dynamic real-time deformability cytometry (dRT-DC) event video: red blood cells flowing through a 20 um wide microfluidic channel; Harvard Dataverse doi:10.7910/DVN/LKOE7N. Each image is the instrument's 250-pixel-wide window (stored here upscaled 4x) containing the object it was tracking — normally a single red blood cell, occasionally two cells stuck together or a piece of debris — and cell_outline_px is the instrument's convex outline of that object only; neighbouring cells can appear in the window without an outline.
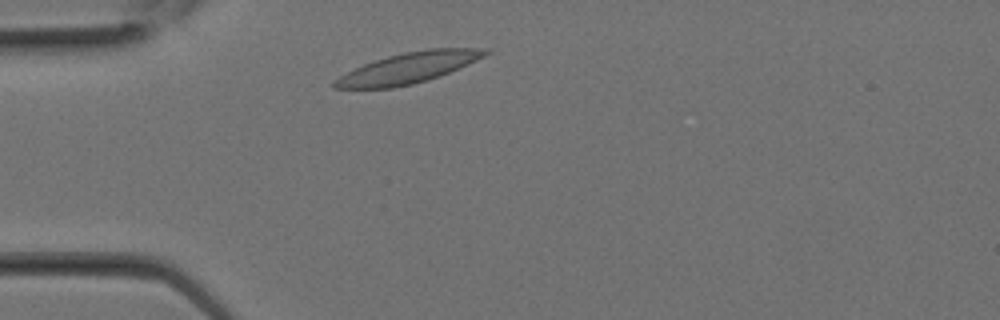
{"species": "Egyptian fruit bat (a non-hibernating species)", "species_latin": "Rousettus aegyptiacus", "temperature_condition": "room temperature", "stored_images_in_passage": 8, "camera_frame_rate_fps": 3000, "um_per_image_px": 0.085, "animal": {"sex": "female"}, "frame": {"image": 1, "passage_image": 2, "time_ms": 0.333, "image_size_px": [1000, 320], "cell_outline_px": [[492, 52], [468, 64], [440, 76], [412, 84], [392, 88], [332, 88], [332, 84], [340, 76], [364, 64], [388, 56], [404, 52], [428, 48], [492, 48]], "centroid_in_image_um": [34.77, 5.76], "position_along_channel_um": 50.2, "area_um2": 26.7}}
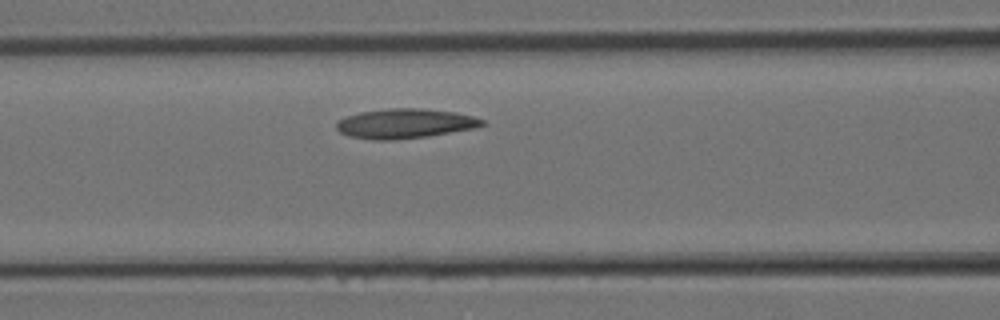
{"frame": {"image": 2, "passage_image": 6, "time_ms": 1.667, "image_size_px": [1000, 320], "cell_outline_px": [[484, 124], [472, 128], [428, 136], [396, 140], [372, 140], [348, 136], [340, 132], [336, 128], [336, 120], [360, 112], [388, 108], [420, 108], [456, 112], [472, 116], [484, 120]], "centroid_in_image_um": [34.36, 10.5], "position_along_channel_um": 132.2, "area_um2": 25.14}}
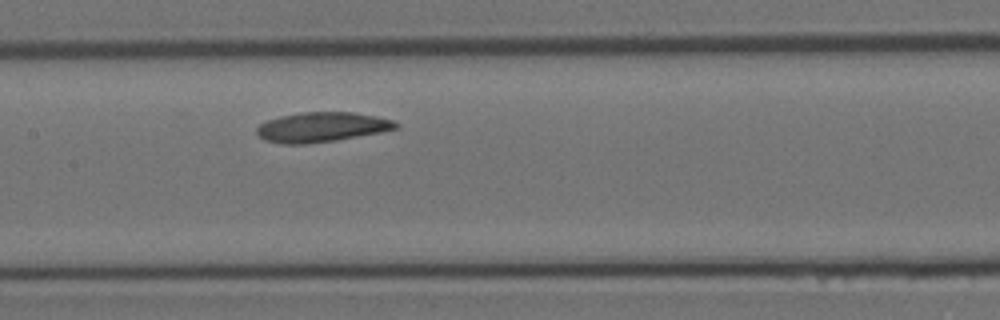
{"frame": {"image": 3, "passage_image": 8, "time_ms": 2.333, "image_size_px": [1000, 320], "cell_outline_px": [[400, 128], [380, 132], [336, 140], [308, 144], [284, 144], [264, 140], [256, 132], [256, 128], [260, 124], [268, 120], [280, 116], [304, 112], [352, 112], [376, 116], [392, 120], [400, 124]], "centroid_in_image_um": [27.36, 10.8], "position_along_channel_um": 180.0, "area_um2": 24.1}}